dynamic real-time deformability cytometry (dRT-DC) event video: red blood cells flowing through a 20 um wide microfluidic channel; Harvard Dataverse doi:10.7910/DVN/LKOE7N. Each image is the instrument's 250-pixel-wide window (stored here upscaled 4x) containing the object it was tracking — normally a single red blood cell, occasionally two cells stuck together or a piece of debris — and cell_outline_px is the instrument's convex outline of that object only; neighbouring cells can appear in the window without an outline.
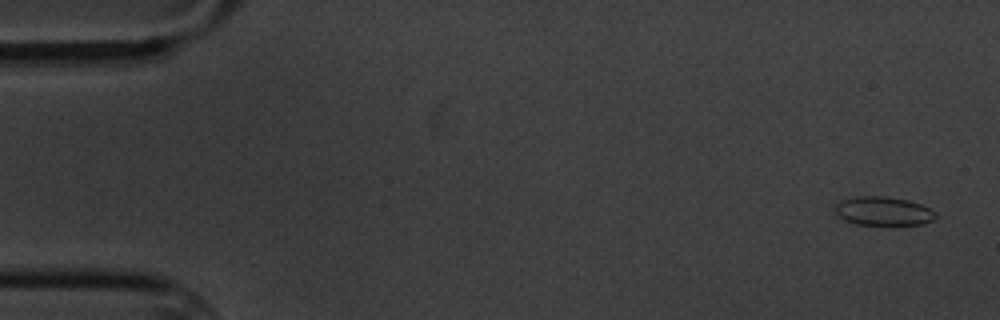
{"species": "common noctule bat (a hibernating species)", "species_latin": "Nyctalus noctula", "temperature_condition": "cold", "stored_images_in_passage": 5, "camera_frame_rate_fps": 3000, "um_per_image_px": 0.085, "animal": {"sex": "male", "body_mass_g": 20.1, "forearm_length_mm": 53.5}, "frame": {"image": 1, "passage_image": 1, "time_ms": 0.0, "image_size_px": [1000, 320], "cell_outline_px": [[936, 216], [932, 220], [924, 224], [856, 224], [836, 216], [836, 204], [844, 200], [856, 196], [884, 196], [908, 200], [920, 204], [936, 212]], "centroid_in_image_um": [75.08, 17.94], "position_along_channel_um": 9.9, "area_um2": 16.59}}
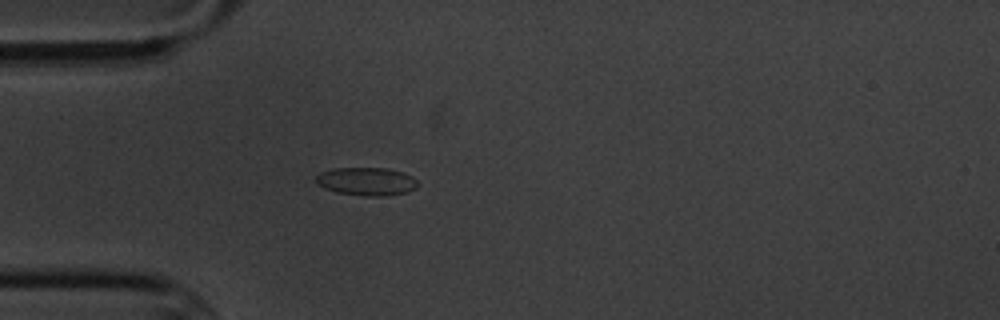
{"frame": {"image": 2, "passage_image": 5, "time_ms": 4.667, "image_size_px": [1000, 320], "cell_outline_px": [[420, 184], [416, 188], [408, 192], [380, 196], [368, 196], [336, 192], [324, 188], [316, 184], [316, 176], [320, 172], [332, 168], [388, 168], [412, 176]], "centroid_in_image_um": [31.14, 15.41], "position_along_channel_um": 53.9, "area_um2": 16.7}}